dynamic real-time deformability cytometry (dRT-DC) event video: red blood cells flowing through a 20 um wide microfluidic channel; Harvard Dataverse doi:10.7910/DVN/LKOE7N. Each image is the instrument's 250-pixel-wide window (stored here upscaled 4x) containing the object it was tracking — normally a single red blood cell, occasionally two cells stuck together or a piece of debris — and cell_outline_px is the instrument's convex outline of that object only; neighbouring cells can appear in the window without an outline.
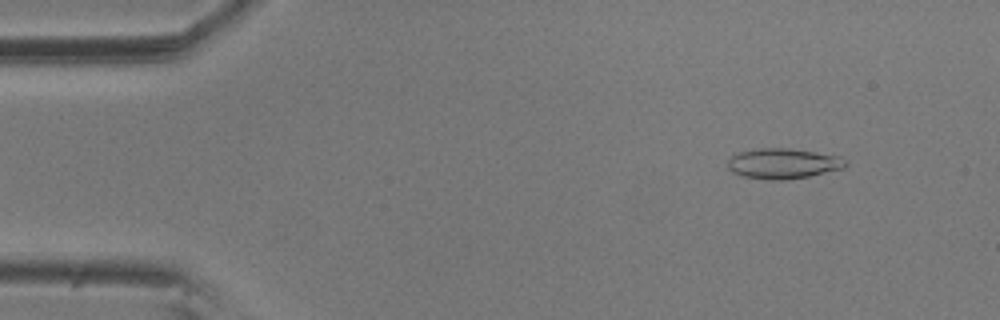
{"species": "common noctule bat (a hibernating species)", "species_latin": "Nyctalus noctula", "temperature_condition": "room temperature", "stored_images_in_passage": 4, "camera_frame_rate_fps": 3000, "um_per_image_px": 0.085, "animal": {"sex": "male", "body_mass_g": 20.5, "forearm_length_mm": 52.5}, "frame": {"image": 1, "passage_image": 1, "time_ms": 0.0, "image_size_px": [1000, 320], "cell_outline_px": [[848, 164], [844, 168], [808, 176], [788, 180], [768, 180], [740, 176], [732, 172], [728, 168], [728, 160], [736, 152], [760, 148], [788, 148], [840, 156], [848, 160]], "centroid_in_image_um": [66.56, 13.9], "position_along_channel_um": 18.4, "area_um2": 21.04}}
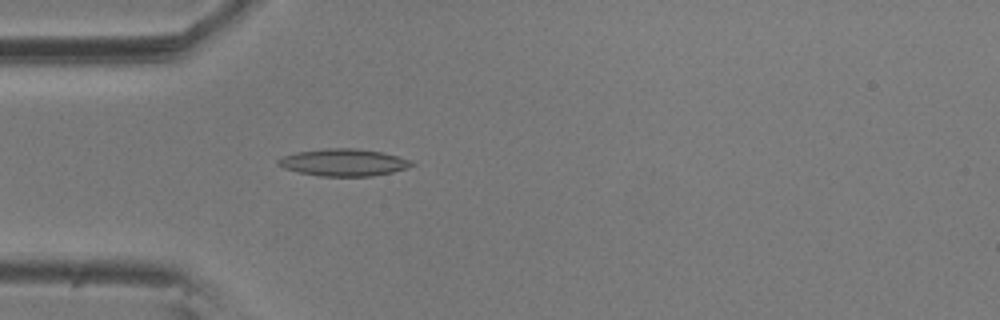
{"frame": {"image": 2, "passage_image": 4, "time_ms": 1.0, "image_size_px": [1000, 320], "cell_outline_px": [[416, 164], [408, 168], [392, 172], [372, 176], [320, 176], [300, 172], [284, 168], [276, 164], [276, 160], [284, 156], [296, 152], [324, 148], [356, 148], [380, 152], [412, 160]], "centroid_in_image_um": [29.21, 13.8], "position_along_channel_um": 55.8, "area_um2": 21.1}}